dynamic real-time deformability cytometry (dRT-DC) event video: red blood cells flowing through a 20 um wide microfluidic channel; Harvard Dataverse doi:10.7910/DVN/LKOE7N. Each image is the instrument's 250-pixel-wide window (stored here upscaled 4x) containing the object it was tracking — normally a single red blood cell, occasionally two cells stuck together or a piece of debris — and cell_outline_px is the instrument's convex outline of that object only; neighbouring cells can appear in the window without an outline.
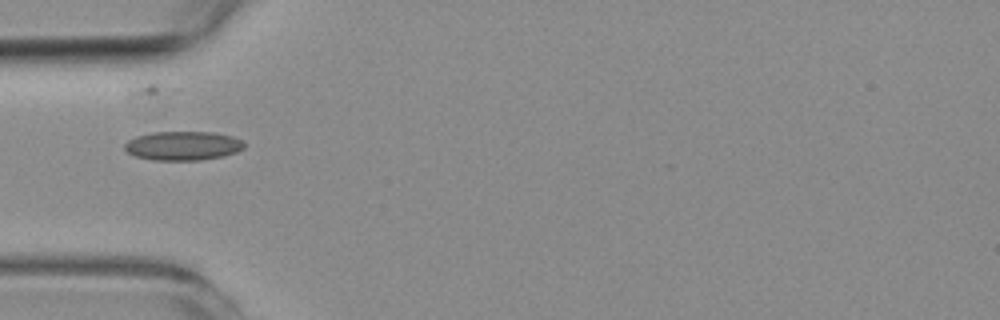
{"species": "common noctule bat (a hibernating species)", "species_latin": "Nyctalus noctula", "temperature_condition": "room temperature", "stored_images_in_passage": 32, "camera_frame_rate_fps": 3000, "um_per_image_px": 0.085, "animal": {"sex": "female", "body_mass_g": 19.3, "forearm_length_mm": 54.1}, "frame": {"image": 1, "passage_image": 1, "time_ms": 0.0, "image_size_px": [1000, 320], "cell_outline_px": [[244, 148], [236, 152], [224, 156], [200, 160], [152, 160], [136, 156], [128, 152], [124, 148], [124, 144], [128, 140], [136, 136], [152, 132], [212, 132], [232, 136], [244, 140]], "centroid_in_image_um": [15.56, 12.39], "position_along_channel_um": 69.4, "area_um2": 20.29}}
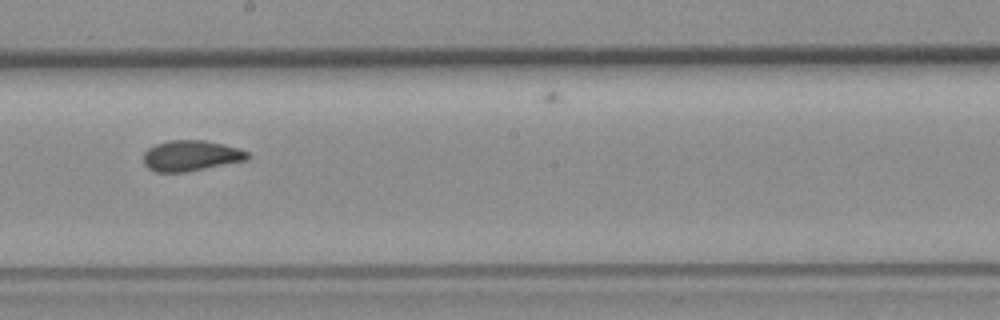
{"frame": {"image": 2, "passage_image": 14, "time_ms": 4.333, "image_size_px": [1000, 320], "cell_outline_px": [[248, 160], [184, 172], [156, 172], [148, 168], [144, 164], [144, 152], [148, 148], [156, 144], [168, 140], [204, 140], [224, 144], [240, 148], [248, 152]], "centroid_in_image_um": [16.23, 13.23], "position_along_channel_um": 232.0, "area_um2": 18.61}}
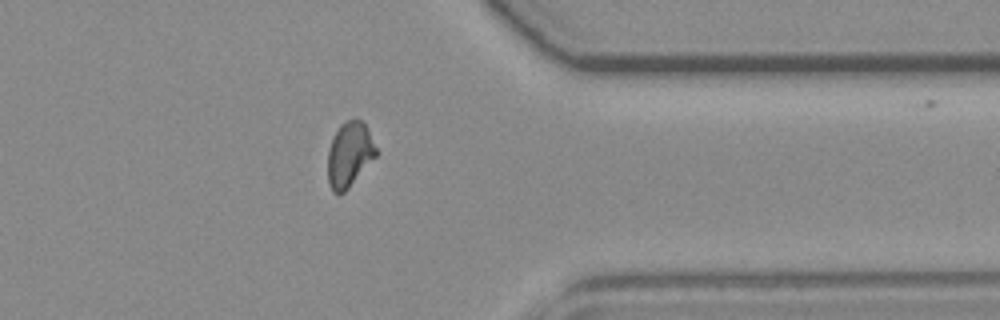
{"frame": {"image": 3, "passage_image": 27, "time_ms": 8.667, "image_size_px": [1000, 320], "cell_outline_px": [[380, 152], [348, 188], [344, 192], [332, 192], [328, 184], [328, 148], [340, 124], [344, 120], [356, 116], [368, 128]], "centroid_in_image_um": [29.73, 13.08], "position_along_channel_um": 381.7, "area_um2": 18.61}}